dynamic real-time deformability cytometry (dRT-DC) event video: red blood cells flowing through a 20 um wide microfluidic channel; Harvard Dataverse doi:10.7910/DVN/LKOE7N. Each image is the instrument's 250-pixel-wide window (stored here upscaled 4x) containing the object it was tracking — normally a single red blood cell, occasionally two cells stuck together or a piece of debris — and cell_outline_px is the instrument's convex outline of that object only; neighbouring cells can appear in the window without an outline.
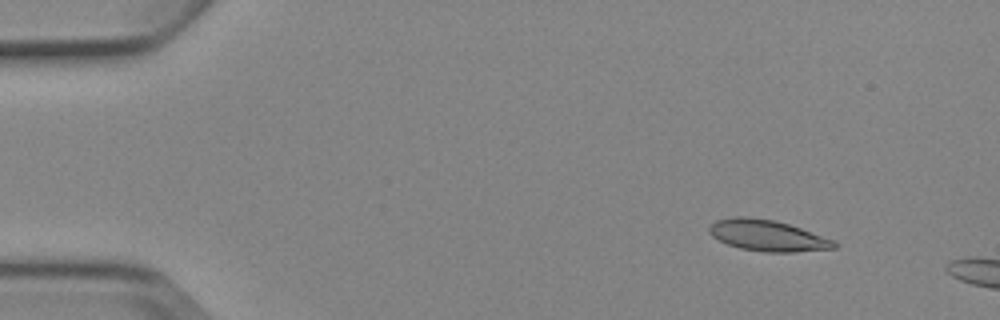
{"species": "Egyptian fruit bat (a non-hibernating species)", "species_latin": "Rousettus aegyptiacus", "temperature_condition": "cold", "stored_images_in_passage": 8, "camera_frame_rate_fps": 3000, "um_per_image_px": 0.085, "animal": {"sex": "female"}, "frame": {"image": 1, "passage_image": 2, "time_ms": 1.0, "image_size_px": [1000, 320], "cell_outline_px": [[840, 244], [836, 248], [792, 252], [764, 252], [740, 248], [728, 244], [712, 236], [708, 232], [708, 228], [716, 220], [736, 216], [748, 216], [776, 220], [836, 240]], "centroid_in_image_um": [65.27, 20.01], "position_along_channel_um": 19.7, "area_um2": 22.77}}
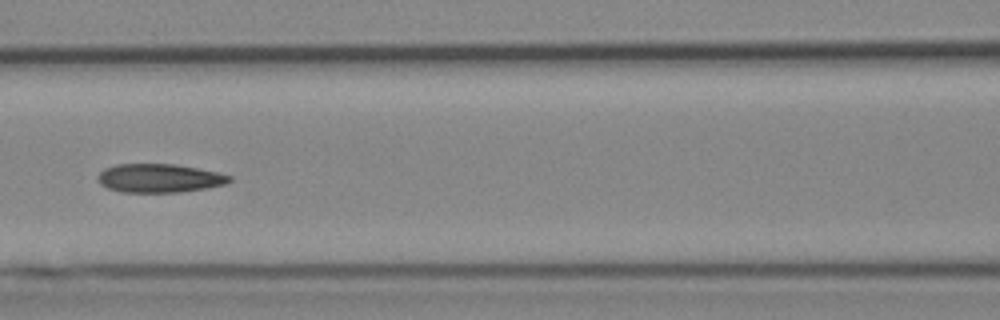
{"frame": {"image": 2, "passage_image": 7, "time_ms": 7.0, "image_size_px": [1000, 320], "cell_outline_px": [[232, 180], [228, 184], [180, 192], [120, 192], [108, 188], [100, 184], [96, 180], [96, 176], [104, 168], [116, 164], [176, 164], [216, 172], [232, 176]], "centroid_in_image_um": [13.51, 15.14], "position_along_channel_um": 153.1, "area_um2": 22.08}}
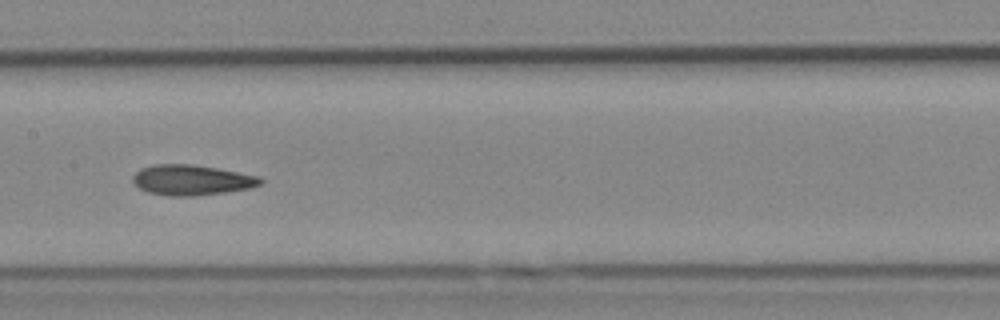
{"frame": {"image": 3, "passage_image": 8, "time_ms": 8.0, "image_size_px": [1000, 320], "cell_outline_px": [[264, 184], [248, 188], [224, 192], [196, 196], [168, 196], [148, 192], [140, 188], [132, 180], [132, 176], [140, 168], [152, 164], [192, 164], [216, 168], [260, 176], [264, 180]], "centroid_in_image_um": [16.29, 15.3], "position_along_channel_um": 191.1, "area_um2": 22.66}}